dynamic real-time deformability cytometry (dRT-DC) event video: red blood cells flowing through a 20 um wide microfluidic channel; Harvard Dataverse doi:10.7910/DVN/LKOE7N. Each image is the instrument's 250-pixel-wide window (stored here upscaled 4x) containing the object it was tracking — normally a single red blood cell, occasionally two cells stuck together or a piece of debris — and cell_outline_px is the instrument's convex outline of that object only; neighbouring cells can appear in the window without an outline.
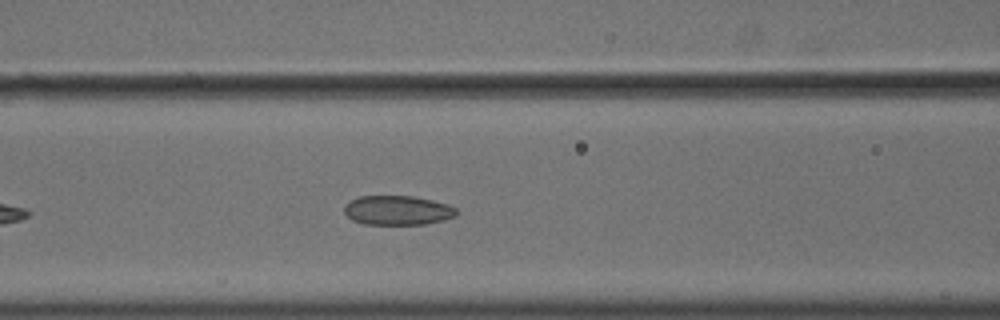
{"species": "common noctule bat (a hibernating species)", "species_latin": "Nyctalus noctula", "temperature_condition": "cold", "stored_images_in_passage": 36, "camera_frame_rate_fps": 3000, "um_per_image_px": 0.085, "animal": {"sex": "male", "body_mass_g": 18.8}, "frame": {"image": 1, "passage_image": 11, "time_ms": 3.333, "image_size_px": [1000, 320], "cell_outline_px": [[456, 216], [444, 220], [424, 224], [364, 224], [352, 220], [344, 212], [344, 204], [360, 196], [412, 196], [432, 200], [448, 204], [456, 208]], "centroid_in_image_um": [33.79, 17.87], "position_along_channel_um": 132.8, "area_um2": 19.19}}
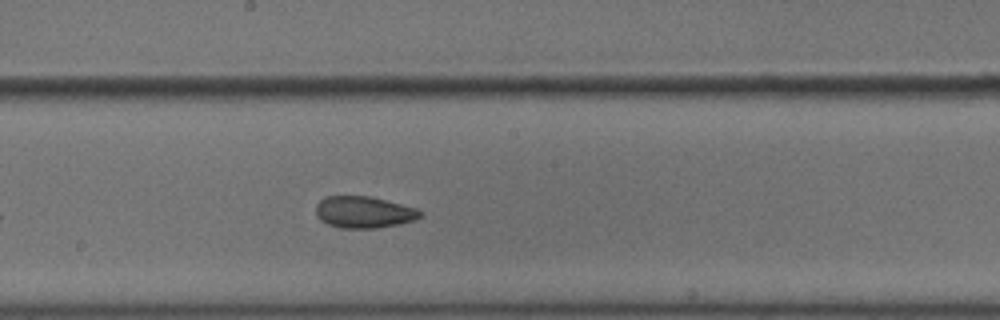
{"frame": {"image": 2, "passage_image": 18, "time_ms": 5.667, "image_size_px": [1000, 320], "cell_outline_px": [[420, 216], [416, 220], [400, 224], [376, 228], [340, 228], [328, 224], [320, 220], [316, 212], [316, 204], [320, 200], [328, 196], [368, 196], [416, 208], [420, 212]], "centroid_in_image_um": [30.9, 18.04], "position_along_channel_um": 217.3, "area_um2": 19.07}}
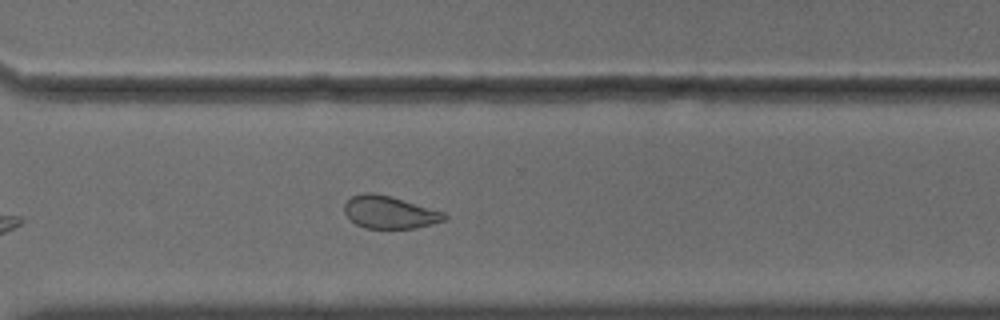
{"frame": {"image": 3, "passage_image": 28, "time_ms": 9.0, "image_size_px": [1000, 320], "cell_outline_px": [[448, 216], [444, 220], [412, 228], [364, 228], [356, 224], [344, 212], [344, 204], [352, 196], [364, 192], [372, 192], [392, 196], [444, 212]], "centroid_in_image_um": [33.08, 18.02], "position_along_channel_um": 337.5, "area_um2": 18.79}}